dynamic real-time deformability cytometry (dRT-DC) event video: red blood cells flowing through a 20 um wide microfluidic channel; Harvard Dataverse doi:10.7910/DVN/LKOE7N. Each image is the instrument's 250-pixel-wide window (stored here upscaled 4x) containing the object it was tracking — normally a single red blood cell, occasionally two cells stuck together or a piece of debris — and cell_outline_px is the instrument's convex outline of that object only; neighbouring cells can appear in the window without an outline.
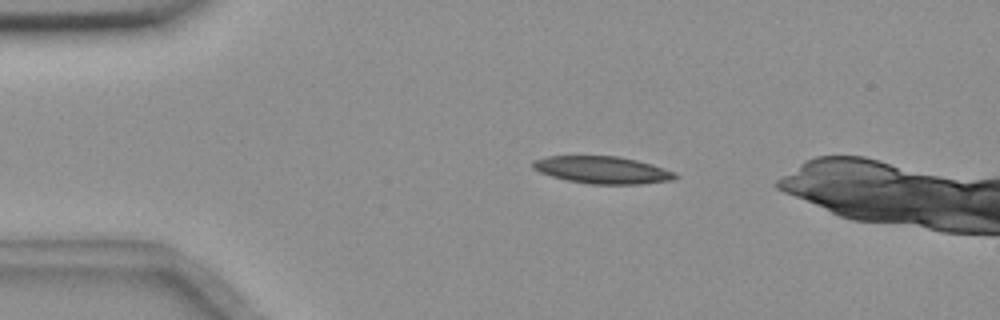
{"species": "common noctule bat (a hibernating species)", "species_latin": "Nyctalus noctula", "temperature_condition": "room temperature", "stored_images_in_passage": 15, "camera_frame_rate_fps": 3000, "um_per_image_px": 0.085, "animal": {"sex": "female", "body_mass_g": 18.4}, "frame": {"image": 1, "passage_image": 9, "time_ms": 2.667, "image_size_px": [1000, 320], "cell_outline_px": [[680, 176], [672, 180], [640, 184], [588, 184], [568, 180], [552, 176], [540, 172], [532, 168], [532, 160], [548, 156], [616, 156], [636, 160], [652, 164], [676, 172]], "centroid_in_image_um": [51.22, 14.45], "position_along_channel_um": 33.8, "area_um2": 22.66}}